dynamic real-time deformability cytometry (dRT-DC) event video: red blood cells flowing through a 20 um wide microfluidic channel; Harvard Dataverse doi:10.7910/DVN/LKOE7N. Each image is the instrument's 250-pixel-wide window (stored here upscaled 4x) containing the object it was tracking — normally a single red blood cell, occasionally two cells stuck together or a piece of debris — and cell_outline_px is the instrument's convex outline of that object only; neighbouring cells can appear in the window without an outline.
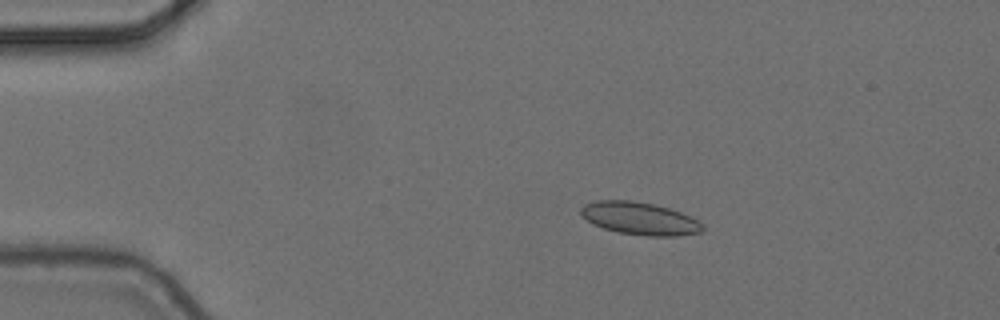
{"species": "common noctule bat (a hibernating species)", "species_latin": "Nyctalus noctula", "temperature_condition": "cold", "stored_images_in_passage": 5, "camera_frame_rate_fps": 3000, "um_per_image_px": 0.085, "animal": {"sex": "female", "body_mass_g": 24.6, "forearm_length_mm": 56.2}, "frame": {"image": 1, "passage_image": 2, "time_ms": 0.333, "image_size_px": [1000, 320], "cell_outline_px": [[704, 228], [700, 232], [676, 236], [648, 236], [616, 232], [592, 224], [580, 212], [580, 208], [584, 204], [596, 200], [632, 200], [652, 204], [668, 208], [680, 212], [704, 224]], "centroid_in_image_um": [54.35, 18.57], "position_along_channel_um": 30.6, "area_um2": 23.0}}
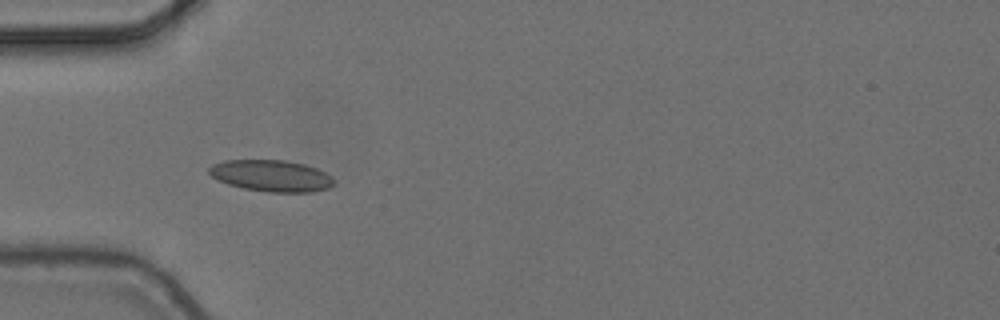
{"frame": {"image": 2, "passage_image": 4, "time_ms": 1.0, "image_size_px": [1000, 320], "cell_outline_px": [[336, 180], [328, 188], [312, 192], [268, 192], [244, 188], [228, 184], [212, 176], [208, 172], [208, 168], [212, 164], [224, 160], [284, 160], [304, 164], [316, 168], [332, 176]], "centroid_in_image_um": [23.07, 14.93], "position_along_channel_um": 61.9, "area_um2": 22.89}}
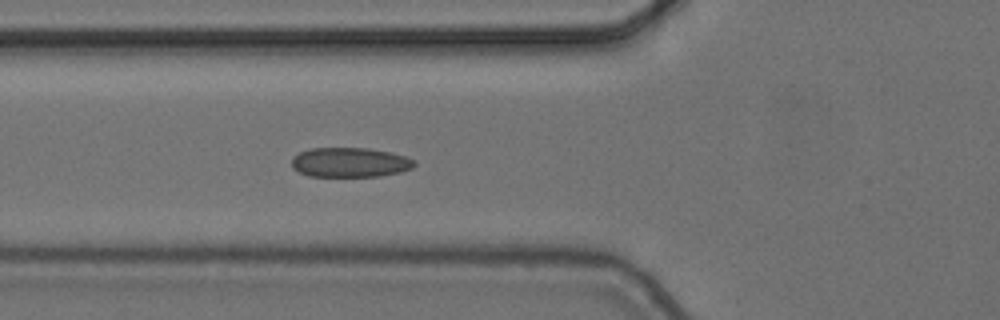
{"frame": {"image": 3, "passage_image": 5, "time_ms": 1.333, "image_size_px": [1000, 320], "cell_outline_px": [[416, 164], [412, 168], [400, 172], [380, 176], [308, 176], [292, 168], [292, 156], [308, 148], [368, 148], [392, 152], [404, 156], [412, 160]], "centroid_in_image_um": [29.72, 13.79], "position_along_channel_um": 96.1, "area_um2": 21.21}}